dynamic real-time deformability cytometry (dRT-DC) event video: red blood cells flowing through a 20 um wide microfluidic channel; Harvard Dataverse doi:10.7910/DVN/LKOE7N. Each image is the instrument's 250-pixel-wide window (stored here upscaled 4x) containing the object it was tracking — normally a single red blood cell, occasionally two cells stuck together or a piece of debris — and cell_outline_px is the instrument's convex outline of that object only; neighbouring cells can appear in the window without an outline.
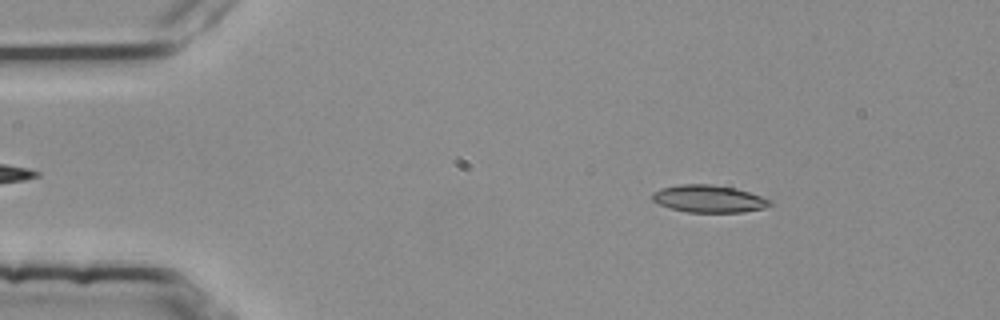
{"species": "common noctule bat (a hibernating species)", "species_latin": "Nyctalus noctula", "temperature_condition": "room temperature", "stored_images_in_passage": 2, "camera_frame_rate_fps": 3000, "um_per_image_px": 0.085, "animal": {"sex": "female", "body_mass_g": 25.1}, "frame": {"image": 1, "passage_image": 1, "time_ms": 0.0, "image_size_px": [1000, 320], "cell_outline_px": [[772, 204], [764, 208], [744, 212], [688, 212], [668, 208], [652, 200], [652, 192], [660, 188], [680, 184], [712, 184], [736, 188], [772, 200]], "centroid_in_image_um": [60.23, 16.89], "position_along_channel_um": 24.8, "area_um2": 18.84}}